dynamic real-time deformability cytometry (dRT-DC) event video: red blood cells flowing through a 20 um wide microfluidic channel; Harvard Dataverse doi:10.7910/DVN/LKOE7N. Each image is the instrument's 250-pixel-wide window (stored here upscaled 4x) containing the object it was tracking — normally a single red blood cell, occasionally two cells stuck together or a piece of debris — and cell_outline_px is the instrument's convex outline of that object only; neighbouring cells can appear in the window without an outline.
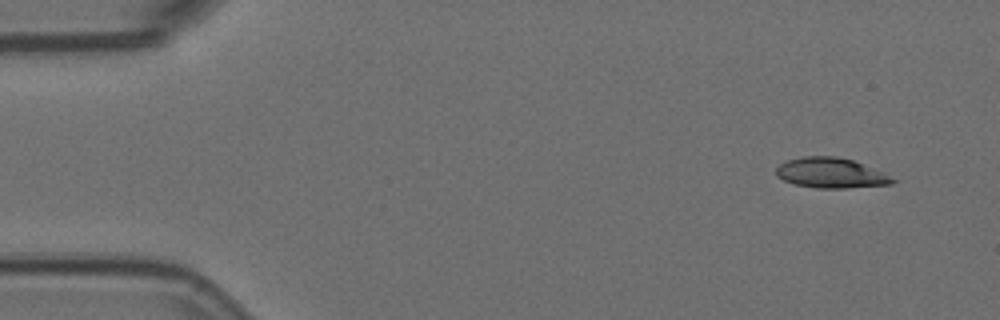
{"species": "Egyptian fruit bat (a non-hibernating species)", "species_latin": "Rousettus aegyptiacus", "temperature_condition": "room temperature", "stored_images_in_passage": 5, "camera_frame_rate_fps": 3000, "um_per_image_px": 0.085, "animal": {"sex": "female"}, "frame": {"image": 1, "passage_image": 1, "time_ms": 0.0, "image_size_px": [1000, 320], "cell_outline_px": [[900, 180], [892, 184], [848, 188], [816, 188], [796, 184], [784, 180], [776, 176], [776, 168], [780, 164], [788, 160], [804, 156], [836, 156], [852, 160], [884, 172]], "centroid_in_image_um": [70.68, 14.71], "position_along_channel_um": 14.3, "area_um2": 20.58}}
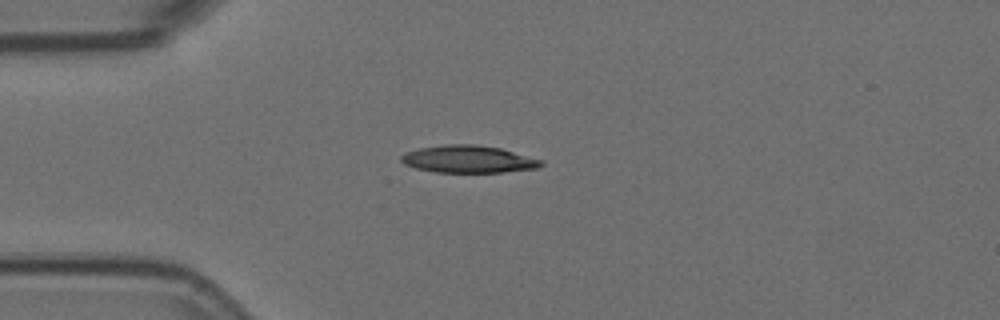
{"frame": {"image": 2, "passage_image": 4, "time_ms": 1.0, "image_size_px": [1000, 320], "cell_outline_px": [[544, 164], [540, 168], [500, 172], [436, 172], [416, 168], [404, 164], [400, 160], [400, 156], [404, 152], [420, 148], [444, 144], [476, 144], [500, 148], [544, 160]], "centroid_in_image_um": [39.82, 13.52], "position_along_channel_um": 45.2, "area_um2": 22.43}}